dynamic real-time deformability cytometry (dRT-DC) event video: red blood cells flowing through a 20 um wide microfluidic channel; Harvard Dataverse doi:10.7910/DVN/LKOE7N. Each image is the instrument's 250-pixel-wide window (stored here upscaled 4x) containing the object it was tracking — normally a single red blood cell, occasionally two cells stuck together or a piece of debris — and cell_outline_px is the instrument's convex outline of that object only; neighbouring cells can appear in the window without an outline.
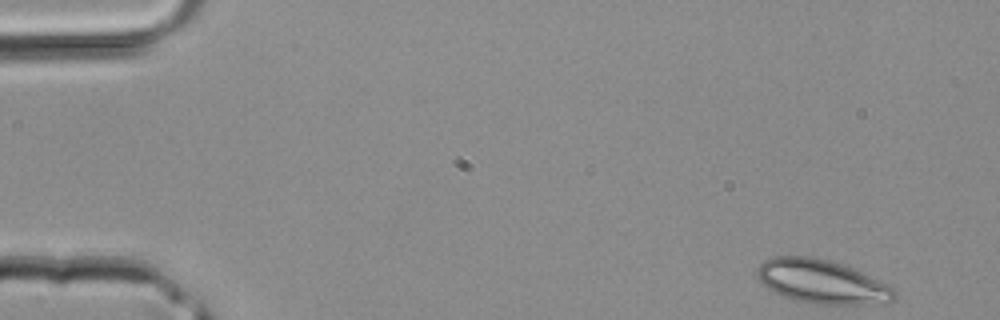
{"species": "common noctule bat (a hibernating species)", "species_latin": "Nyctalus noctula", "temperature_condition": "room temperature", "stored_images_in_passage": 40, "camera_frame_rate_fps": 3000, "um_per_image_px": 0.085, "animal": {"sex": "male", "body_mass_g": 20.4}, "frame": {"image": 1, "passage_image": 1, "time_ms": 0.0, "image_size_px": [1000, 320], "cell_outline_px": [[896, 296], [892, 300], [856, 304], [816, 304], [796, 300], [784, 296], [768, 288], [756, 276], [756, 268], [764, 260], [776, 256], [812, 256], [832, 260], [852, 268], [880, 280], [888, 284], [896, 292]], "centroid_in_image_um": [69.82, 23.91], "position_along_channel_um": 15.2, "area_um2": 34.68}}
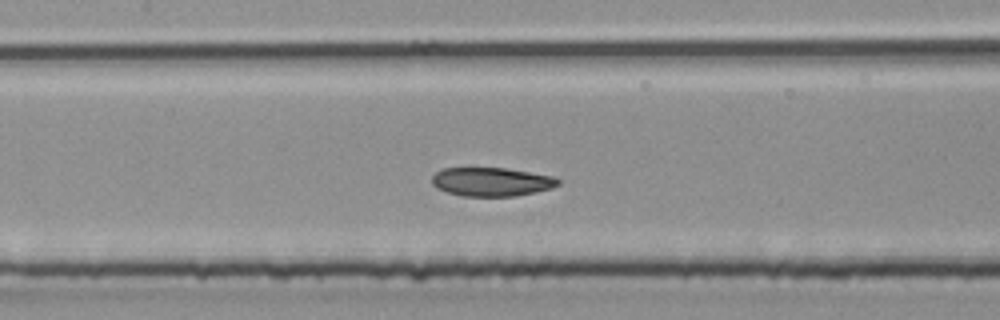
{"frame": {"image": 2, "passage_image": 18, "time_ms": 5.667, "image_size_px": [1000, 320], "cell_outline_px": [[560, 184], [552, 188], [536, 192], [516, 196], [464, 196], [448, 192], [436, 188], [432, 184], [432, 176], [436, 172], [444, 168], [504, 168], [552, 176], [560, 180]], "centroid_in_image_um": [41.78, 15.46], "position_along_channel_um": 165.6, "area_um2": 21.04}}
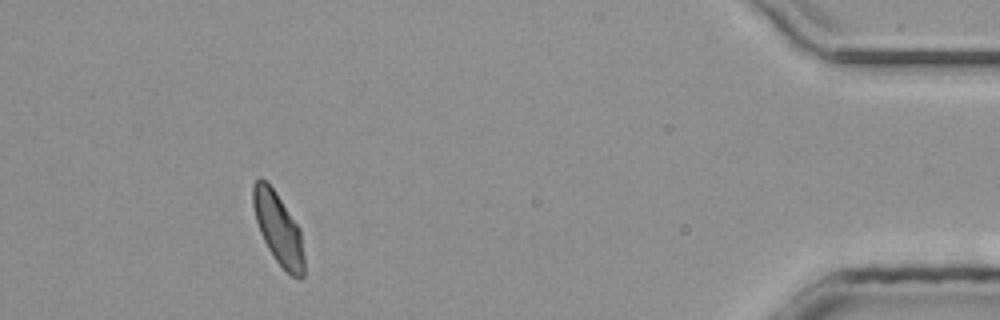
{"frame": {"image": 3, "passage_image": 37, "time_ms": 12.0, "image_size_px": [1000, 320], "cell_outline_px": [[304, 276], [300, 280], [292, 276], [272, 256], [260, 232], [256, 220], [252, 204], [252, 184], [260, 176], [276, 192], [300, 228], [304, 256]], "centroid_in_image_um": [23.65, 19.43], "position_along_channel_um": 411.5, "area_um2": 21.27}}